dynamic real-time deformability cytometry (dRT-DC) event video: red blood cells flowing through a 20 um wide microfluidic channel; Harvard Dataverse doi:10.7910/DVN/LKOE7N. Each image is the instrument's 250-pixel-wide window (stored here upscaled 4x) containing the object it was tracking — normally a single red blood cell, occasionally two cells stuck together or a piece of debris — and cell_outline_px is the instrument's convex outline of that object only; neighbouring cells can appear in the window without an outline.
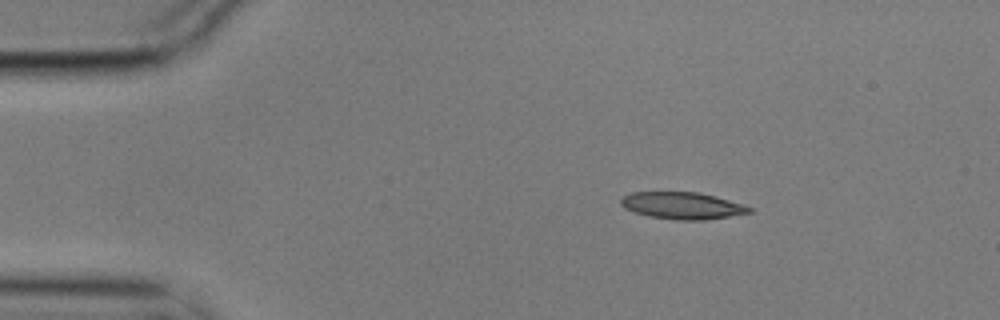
{"species": "common noctule bat (a hibernating species)", "species_latin": "Nyctalus noctula", "temperature_condition": "cold", "stored_images_in_passage": 3, "camera_frame_rate_fps": 3000, "um_per_image_px": 0.085, "animal": {"sex": "male", "body_mass_g": 17.9}, "frame": {"image": 1, "passage_image": 1, "time_ms": 0.0, "image_size_px": [1000, 320], "cell_outline_px": [[752, 212], [708, 220], [676, 220], [648, 216], [624, 208], [620, 204], [620, 200], [624, 196], [632, 192], [696, 192], [716, 196], [744, 204], [752, 208]], "centroid_in_image_um": [58.02, 17.48], "position_along_channel_um": 27.0, "area_um2": 20.23}}